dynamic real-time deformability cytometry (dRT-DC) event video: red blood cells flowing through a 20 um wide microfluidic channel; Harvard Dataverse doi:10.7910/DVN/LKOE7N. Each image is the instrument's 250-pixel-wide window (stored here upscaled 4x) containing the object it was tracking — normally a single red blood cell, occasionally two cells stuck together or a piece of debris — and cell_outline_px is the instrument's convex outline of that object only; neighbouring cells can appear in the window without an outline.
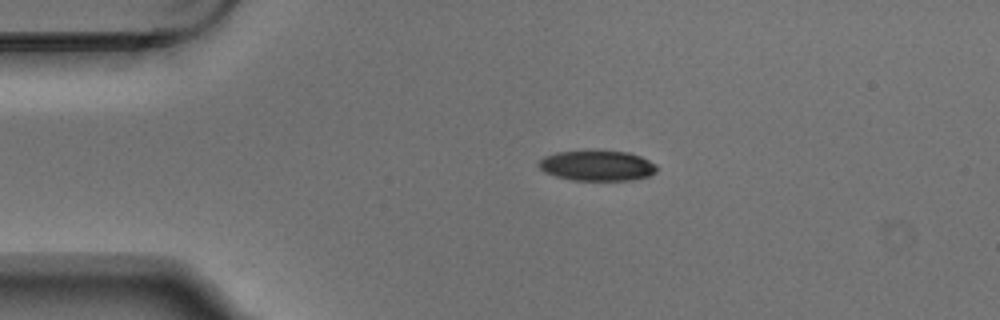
{"species": "Egyptian fruit bat (a non-hibernating species)", "species_latin": "Rousettus aegyptiacus", "temperature_condition": "warm", "stored_images_in_passage": 3, "camera_frame_rate_fps": 3000, "um_per_image_px": 0.085, "animal": {"sex": "male"}, "frame": {"image": 1, "passage_image": 2, "time_ms": 0.333, "image_size_px": [1000, 320], "cell_outline_px": [[656, 172], [648, 176], [632, 180], [572, 180], [556, 176], [544, 172], [536, 164], [544, 156], [556, 152], [596, 148], [628, 152], [640, 156], [656, 164]], "centroid_in_image_um": [50.73, 14.04], "position_along_channel_um": 34.3, "area_um2": 21.56}}